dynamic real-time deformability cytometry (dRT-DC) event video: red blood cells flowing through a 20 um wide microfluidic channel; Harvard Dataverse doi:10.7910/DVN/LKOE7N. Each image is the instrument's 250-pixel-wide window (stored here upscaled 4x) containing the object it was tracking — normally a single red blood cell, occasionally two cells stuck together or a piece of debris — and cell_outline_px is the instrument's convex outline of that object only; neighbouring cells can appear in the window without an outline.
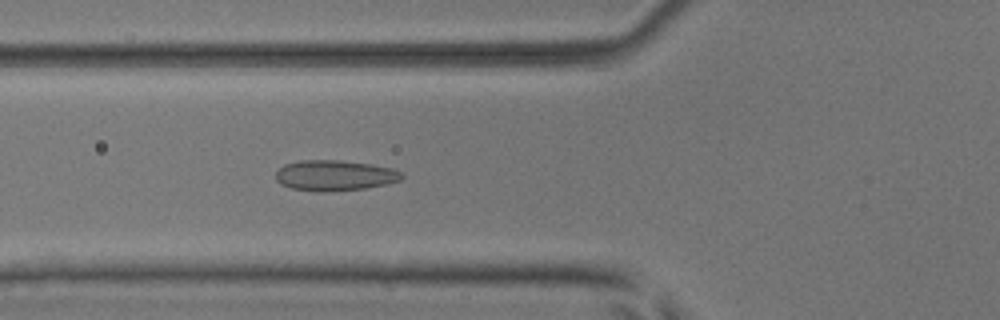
{"species": "common noctule bat (a hibernating species)", "species_latin": "Nyctalus noctula", "temperature_condition": "room temperature", "stored_images_in_passage": 22, "camera_frame_rate_fps": 3000, "um_per_image_px": 0.085, "animal": {"sex": "male", "body_mass_g": 17.9, "forearm_length_mm": 54.2}, "frame": {"image": 1, "passage_image": 21, "time_ms": 6.667, "image_size_px": [1000, 320], "cell_outline_px": [[404, 176], [400, 180], [388, 184], [364, 188], [328, 192], [316, 192], [292, 188], [280, 184], [276, 180], [276, 172], [284, 164], [300, 160], [340, 160], [368, 164], [392, 168], [400, 172]], "centroid_in_image_um": [28.43, 14.92], "position_along_channel_um": 97.4, "area_um2": 22.48}}